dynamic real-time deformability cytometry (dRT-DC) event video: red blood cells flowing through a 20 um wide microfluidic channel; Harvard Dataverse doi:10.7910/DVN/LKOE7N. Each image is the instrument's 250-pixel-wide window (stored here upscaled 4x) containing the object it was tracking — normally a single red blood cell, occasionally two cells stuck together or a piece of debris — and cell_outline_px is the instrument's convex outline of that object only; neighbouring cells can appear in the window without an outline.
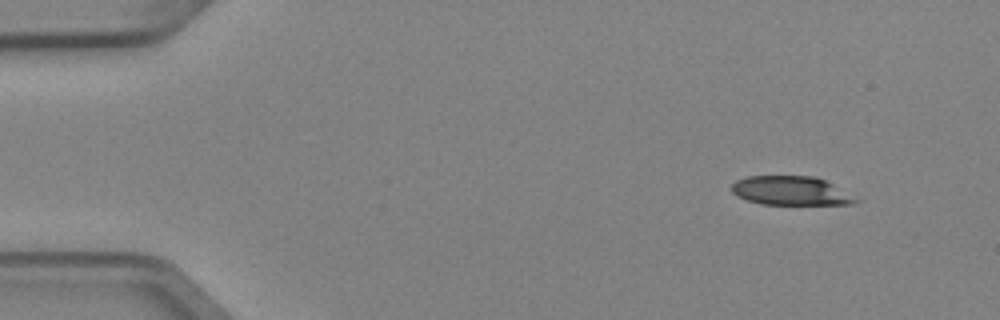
{"species": "Egyptian fruit bat (a non-hibernating species)", "species_latin": "Rousettus aegyptiacus", "temperature_condition": "cold", "stored_images_in_passage": 3, "camera_frame_rate_fps": 3000, "um_per_image_px": 0.085, "animal": {"sex": "female"}, "frame": {"image": 1, "passage_image": 1, "time_ms": 0.0, "image_size_px": [1000, 320], "cell_outline_px": [[860, 200], [852, 204], [760, 204], [736, 196], [732, 192], [732, 184], [736, 180], [748, 176], [816, 176], [832, 184]], "centroid_in_image_um": [67.18, 16.21], "position_along_channel_um": 17.8, "area_um2": 20.75}}